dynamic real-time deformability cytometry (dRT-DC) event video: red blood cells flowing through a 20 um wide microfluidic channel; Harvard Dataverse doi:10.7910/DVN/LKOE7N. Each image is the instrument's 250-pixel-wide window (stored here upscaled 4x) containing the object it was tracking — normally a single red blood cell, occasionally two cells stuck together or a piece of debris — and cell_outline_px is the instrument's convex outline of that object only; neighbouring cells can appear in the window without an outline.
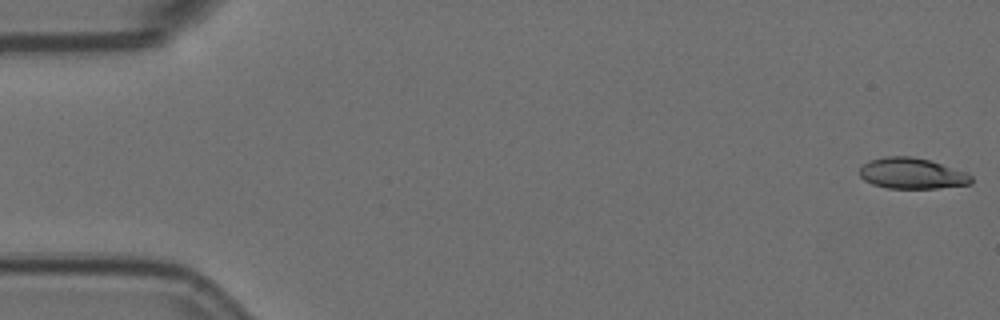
{"species": "Egyptian fruit bat (a non-hibernating species)", "species_latin": "Rousettus aegyptiacus", "temperature_condition": "room temperature", "stored_images_in_passage": 6, "camera_frame_rate_fps": 3000, "um_per_image_px": 0.085, "animal": {"sex": "female"}, "frame": {"image": 1, "passage_image": 1, "time_ms": 0.0, "image_size_px": [1000, 320], "cell_outline_px": [[972, 184], [936, 188], [888, 188], [872, 184], [864, 180], [860, 176], [860, 168], [868, 160], [884, 156], [912, 156], [928, 160], [968, 172], [972, 176]], "centroid_in_image_um": [77.52, 14.73], "position_along_channel_um": 7.5, "area_um2": 20.17}}
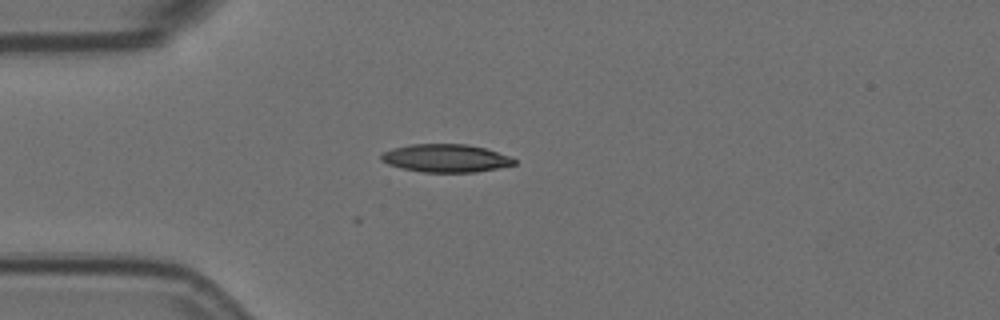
{"frame": {"image": 2, "passage_image": 5, "time_ms": 1.333, "image_size_px": [1000, 320], "cell_outline_px": [[516, 164], [476, 172], [424, 172], [404, 168], [388, 164], [380, 160], [380, 156], [384, 152], [392, 148], [412, 144], [468, 144], [484, 148], [512, 156], [516, 160]], "centroid_in_image_um": [37.91, 13.44], "position_along_channel_um": 47.1, "area_um2": 21.62}}